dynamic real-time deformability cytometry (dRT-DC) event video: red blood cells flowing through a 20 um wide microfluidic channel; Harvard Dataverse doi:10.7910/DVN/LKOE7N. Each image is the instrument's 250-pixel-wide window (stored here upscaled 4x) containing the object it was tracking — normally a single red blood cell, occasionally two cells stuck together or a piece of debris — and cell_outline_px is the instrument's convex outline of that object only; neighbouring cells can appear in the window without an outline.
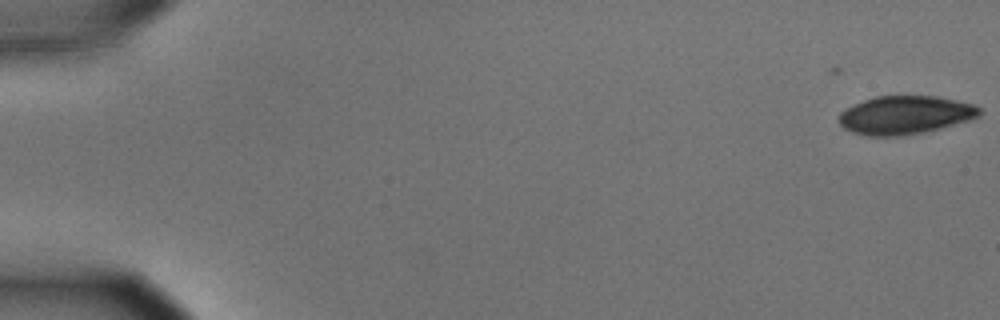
{"species": "common noctule bat (a hibernating species)", "species_latin": "Nyctalus noctula", "temperature_condition": "cold", "stored_images_in_passage": 16, "camera_frame_rate_fps": 3000, "um_per_image_px": 0.085, "animal": {"sex": "male", "body_mass_g": 15.6}, "frame": {"image": 1, "passage_image": 1, "time_ms": 0.0, "image_size_px": [1000, 320], "cell_outline_px": [[984, 112], [980, 116], [968, 120], [940, 128], [924, 132], [900, 136], [868, 136], [852, 132], [844, 128], [840, 124], [840, 112], [864, 100], [876, 96], [936, 96], [956, 100], [972, 104], [980, 108]], "centroid_in_image_um": [76.96, 9.78], "position_along_channel_um": 8.0, "area_um2": 31.21}}